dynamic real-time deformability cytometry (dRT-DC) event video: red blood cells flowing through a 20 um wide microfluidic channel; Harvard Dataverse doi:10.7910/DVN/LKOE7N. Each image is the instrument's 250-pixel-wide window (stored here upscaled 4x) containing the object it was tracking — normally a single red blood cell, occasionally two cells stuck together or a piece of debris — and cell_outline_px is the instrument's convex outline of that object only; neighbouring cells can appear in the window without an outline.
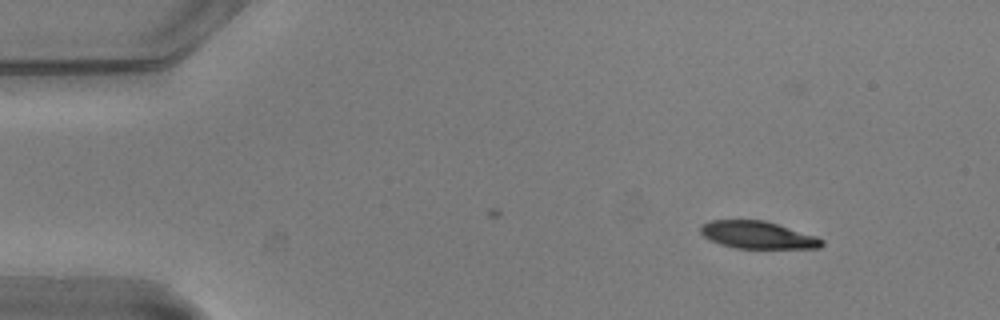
{"species": "common noctule bat (a hibernating species)", "species_latin": "Nyctalus noctula", "temperature_condition": "warm", "stored_images_in_passage": 42, "camera_frame_rate_fps": 3000, "um_per_image_px": 0.085, "animal": {"sex": "male", "body_mass_g": 20.5, "forearm_length_mm": 52.5}, "frame": {"image": 1, "passage_image": 1, "time_ms": 0.0, "image_size_px": [1000, 320], "cell_outline_px": [[824, 244], [820, 248], [736, 248], [720, 244], [704, 236], [700, 232], [700, 228], [708, 220], [764, 220], [816, 236], [824, 240]], "centroid_in_image_um": [64.41, 19.97], "position_along_channel_um": 20.6, "area_um2": 19.19}}
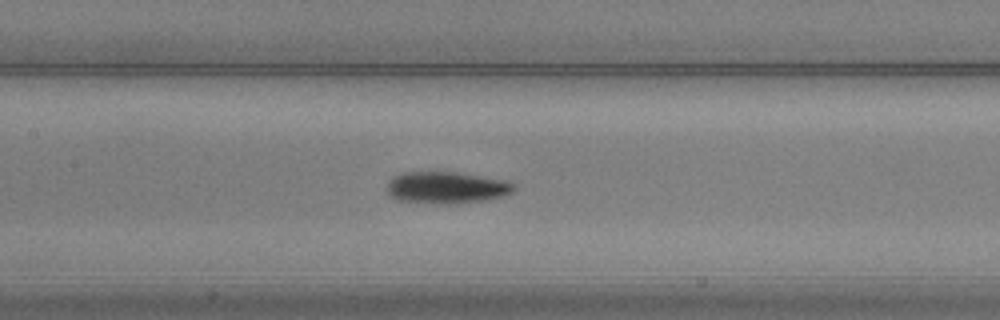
{"frame": {"image": 2, "passage_image": 20, "time_ms": 6.333, "image_size_px": [1000, 320], "cell_outline_px": [[516, 188], [512, 192], [500, 196], [484, 200], [456, 204], [444, 204], [396, 200], [388, 192], [388, 184], [392, 176], [400, 172], [456, 172], [508, 180], [516, 184]], "centroid_in_image_um": [37.97, 15.93], "position_along_channel_um": 169.4, "area_um2": 23.64}}
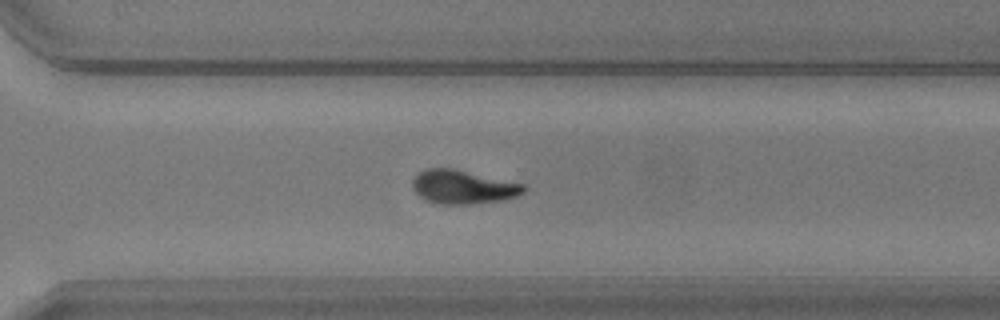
{"frame": {"image": 3, "passage_image": 33, "time_ms": 10.667, "image_size_px": [1000, 320], "cell_outline_px": [[524, 192], [516, 196], [504, 200], [472, 204], [436, 204], [420, 196], [412, 188], [412, 180], [424, 168], [452, 168], [524, 184]], "centroid_in_image_um": [39.33, 15.9], "position_along_channel_um": 331.3, "area_um2": 21.73}, "authors_computed_cell_mechanics": {"area_um2": 22.1663, "velocity_mm_per_s": 3.7471, "shape_relaxation_time_tau1_ms": 3.4239, "shape_relaxation_time_tau2_ms": 3.2801, "deformation_change_tau1": 0.1534, "deformation_change_tau2": 0.0795}}